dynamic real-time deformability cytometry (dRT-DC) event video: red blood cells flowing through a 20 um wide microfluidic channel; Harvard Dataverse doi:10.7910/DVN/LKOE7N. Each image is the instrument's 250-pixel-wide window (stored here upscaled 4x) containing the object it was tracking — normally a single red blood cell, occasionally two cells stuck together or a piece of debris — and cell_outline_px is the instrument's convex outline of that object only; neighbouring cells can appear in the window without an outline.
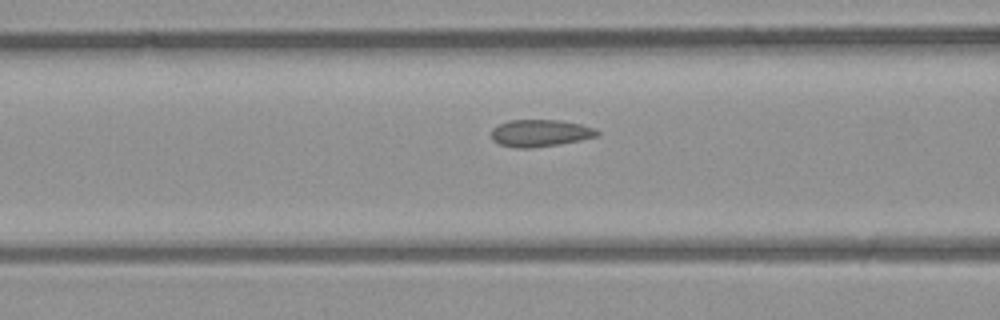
{"species": "common noctule bat (a hibernating species)", "species_latin": "Nyctalus noctula", "temperature_condition": "room temperature", "stored_images_in_passage": 17, "camera_frame_rate_fps": 3000, "um_per_image_px": 0.085, "animal": {"sex": "male", "body_mass_g": 23.1, "forearm_length_mm": 52.7}, "frame": {"image": 1, "passage_image": 15, "time_ms": 4.667, "image_size_px": [1000, 320], "cell_outline_px": [[600, 132], [596, 136], [580, 140], [560, 144], [532, 148], [516, 148], [500, 144], [492, 140], [492, 128], [508, 120], [560, 120], [580, 124], [596, 128]], "centroid_in_image_um": [45.92, 11.31], "position_along_channel_um": 120.7, "area_um2": 16.7}}